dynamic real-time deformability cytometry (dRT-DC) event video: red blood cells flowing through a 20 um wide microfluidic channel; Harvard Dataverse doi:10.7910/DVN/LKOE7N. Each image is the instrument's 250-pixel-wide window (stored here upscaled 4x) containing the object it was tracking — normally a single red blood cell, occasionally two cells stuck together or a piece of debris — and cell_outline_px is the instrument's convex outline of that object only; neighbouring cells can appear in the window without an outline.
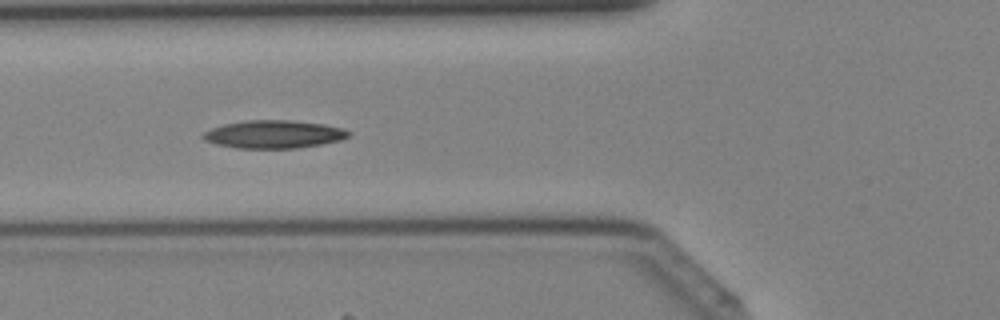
{"species": "Egyptian fruit bat (a non-hibernating species)", "species_latin": "Rousettus aegyptiacus", "temperature_condition": "cold", "stored_images_in_passage": 41, "camera_frame_rate_fps": 3000, "um_per_image_px": 0.085, "animal": {"sex": "female"}, "frame": {"image": 1, "passage_image": 15, "time_ms": 4.667, "image_size_px": [1000, 320], "cell_outline_px": [[352, 132], [348, 136], [340, 140], [320, 144], [296, 148], [236, 148], [216, 144], [204, 140], [200, 136], [204, 132], [212, 128], [224, 124], [248, 120], [292, 120], [324, 124], [344, 128]], "centroid_in_image_um": [23.27, 11.41], "position_along_channel_um": 102.5, "area_um2": 23.7}}
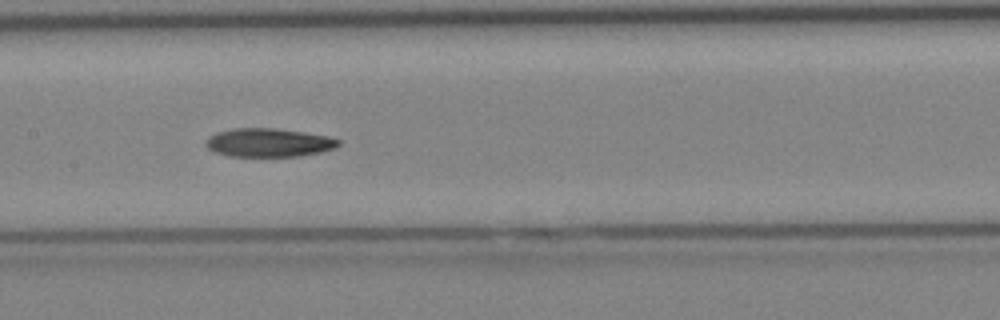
{"frame": {"image": 2, "passage_image": 20, "time_ms": 6.333, "image_size_px": [1000, 320], "cell_outline_px": [[340, 144], [336, 148], [320, 152], [300, 156], [228, 156], [212, 152], [204, 144], [204, 140], [208, 136], [216, 132], [232, 128], [276, 128], [304, 132], [328, 136], [340, 140]], "centroid_in_image_um": [22.79, 12.12], "position_along_channel_um": 184.6, "area_um2": 22.37}}
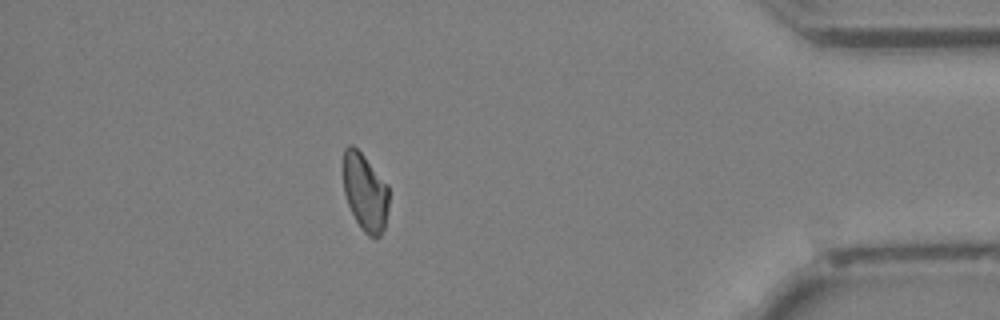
{"frame": {"image": 3, "passage_image": 36, "time_ms": 11.667, "image_size_px": [1000, 320], "cell_outline_px": [[388, 208], [384, 228], [380, 236], [368, 236], [360, 228], [348, 204], [344, 192], [344, 148], [348, 144], [352, 144], [364, 156], [388, 184]], "centroid_in_image_um": [31.04, 16.33], "position_along_channel_um": 404.2, "area_um2": 20.46}}